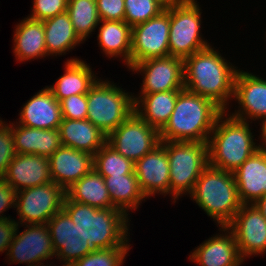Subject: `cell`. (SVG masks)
<instances>
[{
  "instance_id": "obj_1",
  "label": "cell",
  "mask_w": 266,
  "mask_h": 266,
  "mask_svg": "<svg viewBox=\"0 0 266 266\" xmlns=\"http://www.w3.org/2000/svg\"><path fill=\"white\" fill-rule=\"evenodd\" d=\"M221 54L211 44L184 59V88L211 99L226 111L231 106L239 69Z\"/></svg>"
},
{
  "instance_id": "obj_2",
  "label": "cell",
  "mask_w": 266,
  "mask_h": 266,
  "mask_svg": "<svg viewBox=\"0 0 266 266\" xmlns=\"http://www.w3.org/2000/svg\"><path fill=\"white\" fill-rule=\"evenodd\" d=\"M63 209L87 241L89 251L130 247L131 217L116 207L98 209L72 201L67 195Z\"/></svg>"
},
{
  "instance_id": "obj_3",
  "label": "cell",
  "mask_w": 266,
  "mask_h": 266,
  "mask_svg": "<svg viewBox=\"0 0 266 266\" xmlns=\"http://www.w3.org/2000/svg\"><path fill=\"white\" fill-rule=\"evenodd\" d=\"M224 110L209 98L183 88L168 122L159 131L161 141L208 142Z\"/></svg>"
},
{
  "instance_id": "obj_4",
  "label": "cell",
  "mask_w": 266,
  "mask_h": 266,
  "mask_svg": "<svg viewBox=\"0 0 266 266\" xmlns=\"http://www.w3.org/2000/svg\"><path fill=\"white\" fill-rule=\"evenodd\" d=\"M248 121L224 111L217 119L208 139V165L234 172L259 148Z\"/></svg>"
},
{
  "instance_id": "obj_5",
  "label": "cell",
  "mask_w": 266,
  "mask_h": 266,
  "mask_svg": "<svg viewBox=\"0 0 266 266\" xmlns=\"http://www.w3.org/2000/svg\"><path fill=\"white\" fill-rule=\"evenodd\" d=\"M189 197L217 227L227 226L242 206L233 173L210 165L202 171Z\"/></svg>"
},
{
  "instance_id": "obj_6",
  "label": "cell",
  "mask_w": 266,
  "mask_h": 266,
  "mask_svg": "<svg viewBox=\"0 0 266 266\" xmlns=\"http://www.w3.org/2000/svg\"><path fill=\"white\" fill-rule=\"evenodd\" d=\"M134 93L101 77L87 93V120L107 136L134 112Z\"/></svg>"
},
{
  "instance_id": "obj_7",
  "label": "cell",
  "mask_w": 266,
  "mask_h": 266,
  "mask_svg": "<svg viewBox=\"0 0 266 266\" xmlns=\"http://www.w3.org/2000/svg\"><path fill=\"white\" fill-rule=\"evenodd\" d=\"M170 168V196L175 203L189 195L208 166V144L201 141H164Z\"/></svg>"
},
{
  "instance_id": "obj_8",
  "label": "cell",
  "mask_w": 266,
  "mask_h": 266,
  "mask_svg": "<svg viewBox=\"0 0 266 266\" xmlns=\"http://www.w3.org/2000/svg\"><path fill=\"white\" fill-rule=\"evenodd\" d=\"M197 0H183L170 7V56L182 60L209 45L202 35V8Z\"/></svg>"
},
{
  "instance_id": "obj_9",
  "label": "cell",
  "mask_w": 266,
  "mask_h": 266,
  "mask_svg": "<svg viewBox=\"0 0 266 266\" xmlns=\"http://www.w3.org/2000/svg\"><path fill=\"white\" fill-rule=\"evenodd\" d=\"M66 191L53 181L17 192L15 209L19 225L46 224L63 208Z\"/></svg>"
},
{
  "instance_id": "obj_10",
  "label": "cell",
  "mask_w": 266,
  "mask_h": 266,
  "mask_svg": "<svg viewBox=\"0 0 266 266\" xmlns=\"http://www.w3.org/2000/svg\"><path fill=\"white\" fill-rule=\"evenodd\" d=\"M107 143L134 163L161 143L158 129L133 112L107 136Z\"/></svg>"
},
{
  "instance_id": "obj_11",
  "label": "cell",
  "mask_w": 266,
  "mask_h": 266,
  "mask_svg": "<svg viewBox=\"0 0 266 266\" xmlns=\"http://www.w3.org/2000/svg\"><path fill=\"white\" fill-rule=\"evenodd\" d=\"M170 8L132 27L130 67L150 58L170 56Z\"/></svg>"
},
{
  "instance_id": "obj_12",
  "label": "cell",
  "mask_w": 266,
  "mask_h": 266,
  "mask_svg": "<svg viewBox=\"0 0 266 266\" xmlns=\"http://www.w3.org/2000/svg\"><path fill=\"white\" fill-rule=\"evenodd\" d=\"M20 226L26 229L19 232ZM6 255L9 264L35 266L51 261L55 257V251L47 224H18Z\"/></svg>"
},
{
  "instance_id": "obj_13",
  "label": "cell",
  "mask_w": 266,
  "mask_h": 266,
  "mask_svg": "<svg viewBox=\"0 0 266 266\" xmlns=\"http://www.w3.org/2000/svg\"><path fill=\"white\" fill-rule=\"evenodd\" d=\"M129 70L141 74L139 93L145 95L184 88L183 60L173 56L150 58L132 65Z\"/></svg>"
},
{
  "instance_id": "obj_14",
  "label": "cell",
  "mask_w": 266,
  "mask_h": 266,
  "mask_svg": "<svg viewBox=\"0 0 266 266\" xmlns=\"http://www.w3.org/2000/svg\"><path fill=\"white\" fill-rule=\"evenodd\" d=\"M234 100L238 109L231 114L228 108L226 112L230 116L250 123L266 122V79L239 68L234 83Z\"/></svg>"
},
{
  "instance_id": "obj_15",
  "label": "cell",
  "mask_w": 266,
  "mask_h": 266,
  "mask_svg": "<svg viewBox=\"0 0 266 266\" xmlns=\"http://www.w3.org/2000/svg\"><path fill=\"white\" fill-rule=\"evenodd\" d=\"M232 231L241 257L260 255L266 246V219L254 204H242L227 225Z\"/></svg>"
},
{
  "instance_id": "obj_16",
  "label": "cell",
  "mask_w": 266,
  "mask_h": 266,
  "mask_svg": "<svg viewBox=\"0 0 266 266\" xmlns=\"http://www.w3.org/2000/svg\"><path fill=\"white\" fill-rule=\"evenodd\" d=\"M52 239L55 259L69 266L72 262L91 253L88 244L77 225L62 208L47 223Z\"/></svg>"
},
{
  "instance_id": "obj_17",
  "label": "cell",
  "mask_w": 266,
  "mask_h": 266,
  "mask_svg": "<svg viewBox=\"0 0 266 266\" xmlns=\"http://www.w3.org/2000/svg\"><path fill=\"white\" fill-rule=\"evenodd\" d=\"M134 172L146 198L156 194L170 196V168L164 141L135 162Z\"/></svg>"
},
{
  "instance_id": "obj_18",
  "label": "cell",
  "mask_w": 266,
  "mask_h": 266,
  "mask_svg": "<svg viewBox=\"0 0 266 266\" xmlns=\"http://www.w3.org/2000/svg\"><path fill=\"white\" fill-rule=\"evenodd\" d=\"M220 233L199 244L189 255V261L199 266H241L245 261L238 250L232 231L219 226Z\"/></svg>"
},
{
  "instance_id": "obj_19",
  "label": "cell",
  "mask_w": 266,
  "mask_h": 266,
  "mask_svg": "<svg viewBox=\"0 0 266 266\" xmlns=\"http://www.w3.org/2000/svg\"><path fill=\"white\" fill-rule=\"evenodd\" d=\"M52 181L65 191L93 169V155L61 146L50 157Z\"/></svg>"
},
{
  "instance_id": "obj_20",
  "label": "cell",
  "mask_w": 266,
  "mask_h": 266,
  "mask_svg": "<svg viewBox=\"0 0 266 266\" xmlns=\"http://www.w3.org/2000/svg\"><path fill=\"white\" fill-rule=\"evenodd\" d=\"M17 124L39 129H57L63 120L60 102L46 86L20 109Z\"/></svg>"
},
{
  "instance_id": "obj_21",
  "label": "cell",
  "mask_w": 266,
  "mask_h": 266,
  "mask_svg": "<svg viewBox=\"0 0 266 266\" xmlns=\"http://www.w3.org/2000/svg\"><path fill=\"white\" fill-rule=\"evenodd\" d=\"M3 179L17 192L52 182L49 157L16 154Z\"/></svg>"
},
{
  "instance_id": "obj_22",
  "label": "cell",
  "mask_w": 266,
  "mask_h": 266,
  "mask_svg": "<svg viewBox=\"0 0 266 266\" xmlns=\"http://www.w3.org/2000/svg\"><path fill=\"white\" fill-rule=\"evenodd\" d=\"M242 204H254L266 193V151L259 148L233 172Z\"/></svg>"
},
{
  "instance_id": "obj_23",
  "label": "cell",
  "mask_w": 266,
  "mask_h": 266,
  "mask_svg": "<svg viewBox=\"0 0 266 266\" xmlns=\"http://www.w3.org/2000/svg\"><path fill=\"white\" fill-rule=\"evenodd\" d=\"M64 64V74L53 85L47 86L59 102L72 95L87 94L99 79L90 64L80 58L71 57Z\"/></svg>"
},
{
  "instance_id": "obj_24",
  "label": "cell",
  "mask_w": 266,
  "mask_h": 266,
  "mask_svg": "<svg viewBox=\"0 0 266 266\" xmlns=\"http://www.w3.org/2000/svg\"><path fill=\"white\" fill-rule=\"evenodd\" d=\"M14 147L17 154L50 157L62 146L59 128L39 129L12 122Z\"/></svg>"
},
{
  "instance_id": "obj_25",
  "label": "cell",
  "mask_w": 266,
  "mask_h": 266,
  "mask_svg": "<svg viewBox=\"0 0 266 266\" xmlns=\"http://www.w3.org/2000/svg\"><path fill=\"white\" fill-rule=\"evenodd\" d=\"M13 32V54L17 62L48 57L43 21L27 16L15 25Z\"/></svg>"
},
{
  "instance_id": "obj_26",
  "label": "cell",
  "mask_w": 266,
  "mask_h": 266,
  "mask_svg": "<svg viewBox=\"0 0 266 266\" xmlns=\"http://www.w3.org/2000/svg\"><path fill=\"white\" fill-rule=\"evenodd\" d=\"M98 26L97 43L101 53L113 60L122 58L129 69L132 27L125 21L115 20H100Z\"/></svg>"
},
{
  "instance_id": "obj_27",
  "label": "cell",
  "mask_w": 266,
  "mask_h": 266,
  "mask_svg": "<svg viewBox=\"0 0 266 266\" xmlns=\"http://www.w3.org/2000/svg\"><path fill=\"white\" fill-rule=\"evenodd\" d=\"M62 146L94 155L106 142L107 135L89 120L66 119L59 126Z\"/></svg>"
},
{
  "instance_id": "obj_28",
  "label": "cell",
  "mask_w": 266,
  "mask_h": 266,
  "mask_svg": "<svg viewBox=\"0 0 266 266\" xmlns=\"http://www.w3.org/2000/svg\"><path fill=\"white\" fill-rule=\"evenodd\" d=\"M180 91L171 90L145 95H133L134 112L147 124L160 131L168 122Z\"/></svg>"
},
{
  "instance_id": "obj_29",
  "label": "cell",
  "mask_w": 266,
  "mask_h": 266,
  "mask_svg": "<svg viewBox=\"0 0 266 266\" xmlns=\"http://www.w3.org/2000/svg\"><path fill=\"white\" fill-rule=\"evenodd\" d=\"M47 56L66 55L84 42L75 33L68 12L43 21ZM68 52V53H67Z\"/></svg>"
},
{
  "instance_id": "obj_30",
  "label": "cell",
  "mask_w": 266,
  "mask_h": 266,
  "mask_svg": "<svg viewBox=\"0 0 266 266\" xmlns=\"http://www.w3.org/2000/svg\"><path fill=\"white\" fill-rule=\"evenodd\" d=\"M112 205L130 215L147 199L140 189L135 173L103 176Z\"/></svg>"
},
{
  "instance_id": "obj_31",
  "label": "cell",
  "mask_w": 266,
  "mask_h": 266,
  "mask_svg": "<svg viewBox=\"0 0 266 266\" xmlns=\"http://www.w3.org/2000/svg\"><path fill=\"white\" fill-rule=\"evenodd\" d=\"M66 195L75 202L106 209L112 205L104 177L94 168L66 190Z\"/></svg>"
},
{
  "instance_id": "obj_32",
  "label": "cell",
  "mask_w": 266,
  "mask_h": 266,
  "mask_svg": "<svg viewBox=\"0 0 266 266\" xmlns=\"http://www.w3.org/2000/svg\"><path fill=\"white\" fill-rule=\"evenodd\" d=\"M67 12L75 33L85 42L100 23L96 0H68Z\"/></svg>"
},
{
  "instance_id": "obj_33",
  "label": "cell",
  "mask_w": 266,
  "mask_h": 266,
  "mask_svg": "<svg viewBox=\"0 0 266 266\" xmlns=\"http://www.w3.org/2000/svg\"><path fill=\"white\" fill-rule=\"evenodd\" d=\"M135 163L119 154L107 142L93 155V168L102 176H121L134 172Z\"/></svg>"
},
{
  "instance_id": "obj_34",
  "label": "cell",
  "mask_w": 266,
  "mask_h": 266,
  "mask_svg": "<svg viewBox=\"0 0 266 266\" xmlns=\"http://www.w3.org/2000/svg\"><path fill=\"white\" fill-rule=\"evenodd\" d=\"M124 21L134 27L160 15L166 8L156 0H124Z\"/></svg>"
},
{
  "instance_id": "obj_35",
  "label": "cell",
  "mask_w": 266,
  "mask_h": 266,
  "mask_svg": "<svg viewBox=\"0 0 266 266\" xmlns=\"http://www.w3.org/2000/svg\"><path fill=\"white\" fill-rule=\"evenodd\" d=\"M130 249L131 247L99 249L72 262L69 266H123Z\"/></svg>"
},
{
  "instance_id": "obj_36",
  "label": "cell",
  "mask_w": 266,
  "mask_h": 266,
  "mask_svg": "<svg viewBox=\"0 0 266 266\" xmlns=\"http://www.w3.org/2000/svg\"><path fill=\"white\" fill-rule=\"evenodd\" d=\"M12 123H4L0 126V179L5 177L9 164L16 156Z\"/></svg>"
},
{
  "instance_id": "obj_37",
  "label": "cell",
  "mask_w": 266,
  "mask_h": 266,
  "mask_svg": "<svg viewBox=\"0 0 266 266\" xmlns=\"http://www.w3.org/2000/svg\"><path fill=\"white\" fill-rule=\"evenodd\" d=\"M29 18L44 21L67 11L68 0H32Z\"/></svg>"
},
{
  "instance_id": "obj_38",
  "label": "cell",
  "mask_w": 266,
  "mask_h": 266,
  "mask_svg": "<svg viewBox=\"0 0 266 266\" xmlns=\"http://www.w3.org/2000/svg\"><path fill=\"white\" fill-rule=\"evenodd\" d=\"M63 118L85 120L87 118V94H77L60 101Z\"/></svg>"
},
{
  "instance_id": "obj_39",
  "label": "cell",
  "mask_w": 266,
  "mask_h": 266,
  "mask_svg": "<svg viewBox=\"0 0 266 266\" xmlns=\"http://www.w3.org/2000/svg\"><path fill=\"white\" fill-rule=\"evenodd\" d=\"M100 20L124 21V0H96Z\"/></svg>"
},
{
  "instance_id": "obj_40",
  "label": "cell",
  "mask_w": 266,
  "mask_h": 266,
  "mask_svg": "<svg viewBox=\"0 0 266 266\" xmlns=\"http://www.w3.org/2000/svg\"><path fill=\"white\" fill-rule=\"evenodd\" d=\"M17 191L4 179H0V220L11 218L3 213L16 206Z\"/></svg>"
},
{
  "instance_id": "obj_41",
  "label": "cell",
  "mask_w": 266,
  "mask_h": 266,
  "mask_svg": "<svg viewBox=\"0 0 266 266\" xmlns=\"http://www.w3.org/2000/svg\"><path fill=\"white\" fill-rule=\"evenodd\" d=\"M18 223L11 217L0 220V253L8 251L10 243L13 241Z\"/></svg>"
},
{
  "instance_id": "obj_42",
  "label": "cell",
  "mask_w": 266,
  "mask_h": 266,
  "mask_svg": "<svg viewBox=\"0 0 266 266\" xmlns=\"http://www.w3.org/2000/svg\"><path fill=\"white\" fill-rule=\"evenodd\" d=\"M254 205L260 211L263 217L266 219V193L260 199H258L254 203Z\"/></svg>"
},
{
  "instance_id": "obj_43",
  "label": "cell",
  "mask_w": 266,
  "mask_h": 266,
  "mask_svg": "<svg viewBox=\"0 0 266 266\" xmlns=\"http://www.w3.org/2000/svg\"><path fill=\"white\" fill-rule=\"evenodd\" d=\"M260 133L259 134V138L261 141H259L260 143V148L264 151H266V122L260 124Z\"/></svg>"
},
{
  "instance_id": "obj_44",
  "label": "cell",
  "mask_w": 266,
  "mask_h": 266,
  "mask_svg": "<svg viewBox=\"0 0 266 266\" xmlns=\"http://www.w3.org/2000/svg\"><path fill=\"white\" fill-rule=\"evenodd\" d=\"M165 8L173 7L174 5L180 4L183 0H156Z\"/></svg>"
},
{
  "instance_id": "obj_45",
  "label": "cell",
  "mask_w": 266,
  "mask_h": 266,
  "mask_svg": "<svg viewBox=\"0 0 266 266\" xmlns=\"http://www.w3.org/2000/svg\"><path fill=\"white\" fill-rule=\"evenodd\" d=\"M50 264H48V262L45 264V263H43V264H38V265H35V266H57L54 262H49ZM53 263V264H52ZM45 264V265H44ZM58 266H66V265H63V264H61V265H58Z\"/></svg>"
},
{
  "instance_id": "obj_46",
  "label": "cell",
  "mask_w": 266,
  "mask_h": 266,
  "mask_svg": "<svg viewBox=\"0 0 266 266\" xmlns=\"http://www.w3.org/2000/svg\"><path fill=\"white\" fill-rule=\"evenodd\" d=\"M4 123L5 121L0 118V126L3 125Z\"/></svg>"
},
{
  "instance_id": "obj_47",
  "label": "cell",
  "mask_w": 266,
  "mask_h": 266,
  "mask_svg": "<svg viewBox=\"0 0 266 266\" xmlns=\"http://www.w3.org/2000/svg\"><path fill=\"white\" fill-rule=\"evenodd\" d=\"M265 253H266V246H265L264 251L259 256L264 255Z\"/></svg>"
}]
</instances>
